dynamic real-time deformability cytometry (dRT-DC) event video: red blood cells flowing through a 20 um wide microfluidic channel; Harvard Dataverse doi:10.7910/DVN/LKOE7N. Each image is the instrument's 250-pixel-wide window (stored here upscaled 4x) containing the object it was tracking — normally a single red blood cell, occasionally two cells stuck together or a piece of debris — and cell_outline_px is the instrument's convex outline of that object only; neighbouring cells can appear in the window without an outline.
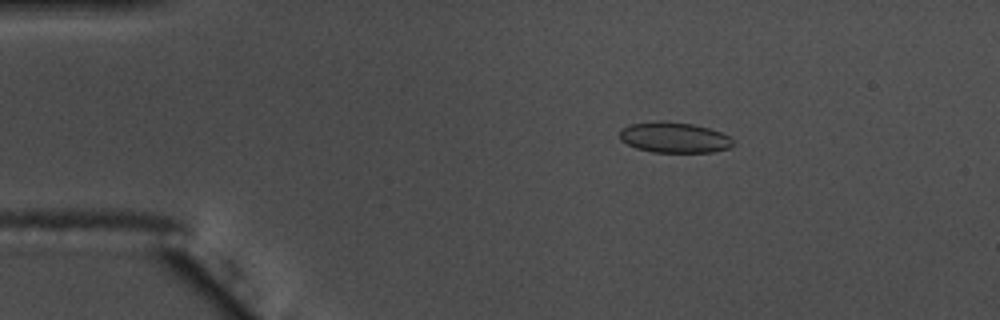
{"species": "common noctule bat (a hibernating species)", "species_latin": "Nyctalus noctula", "temperature_condition": "warm", "stored_images_in_passage": 56, "camera_frame_rate_fps": 3000, "um_per_image_px": 0.085, "animal": {"sex": "male", "body_mass_g": 17.5, "forearm_length_mm": 52.3}, "frame": {"image": 1, "passage_image": 10, "time_ms": 3.0, "image_size_px": [1000, 320], "cell_outline_px": [[736, 144], [728, 148], [712, 152], [652, 152], [636, 148], [620, 140], [620, 128], [632, 124], [660, 120], [692, 124], [708, 128], [720, 132], [728, 136]], "centroid_in_image_um": [57.29, 11.69], "position_along_channel_um": 27.7, "area_um2": 20.17}}
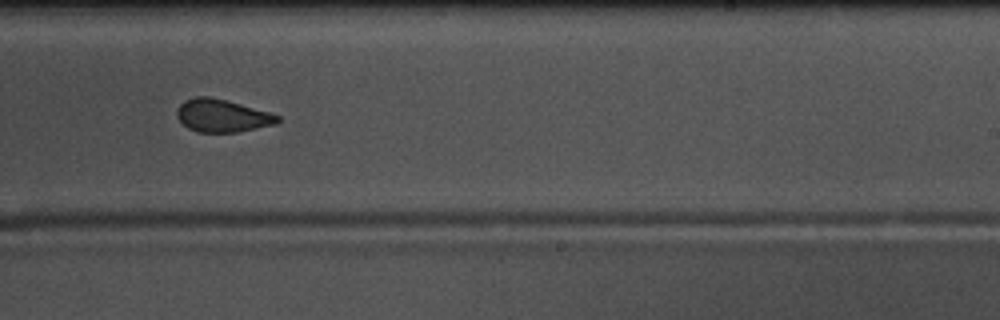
{"frame": {"image": 2, "passage_image": 35, "time_ms": 11.333, "image_size_px": [1000, 320], "cell_outline_px": [[280, 120], [276, 124], [236, 132], [196, 132], [188, 128], [176, 116], [176, 112], [180, 104], [184, 100], [196, 96], [208, 96], [240, 104], [268, 112], [280, 116]], "centroid_in_image_um": [18.86, 9.83], "position_along_channel_um": 270.1, "area_um2": 19.02}}
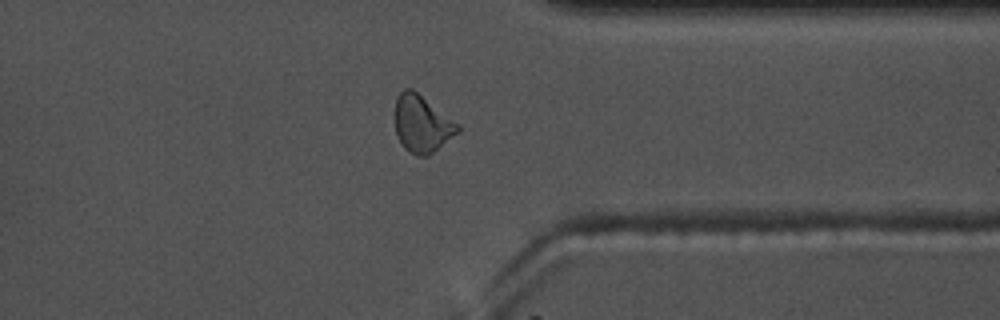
{"frame": {"image": 3, "passage_image": 44, "time_ms": 14.333, "image_size_px": [1000, 320], "cell_outline_px": [[460, 132], [428, 156], [416, 156], [408, 152], [404, 148], [396, 132], [396, 100], [400, 92], [404, 88], [412, 88], [460, 124]], "centroid_in_image_um": [35.9, 10.54], "position_along_channel_um": 375.5, "area_um2": 20.92}, "authors_computed_cell_mechanics": {"area_um2": 20.0566, "velocity_mm_per_s": 3.6477, "shape_relaxation_time_tau1_ms": 8.7097, "shape_relaxation_time_tau2_ms": 1.2762, "deformation_change_tau1": 0.1422, "deformation_change_tau2": 0.0618}}